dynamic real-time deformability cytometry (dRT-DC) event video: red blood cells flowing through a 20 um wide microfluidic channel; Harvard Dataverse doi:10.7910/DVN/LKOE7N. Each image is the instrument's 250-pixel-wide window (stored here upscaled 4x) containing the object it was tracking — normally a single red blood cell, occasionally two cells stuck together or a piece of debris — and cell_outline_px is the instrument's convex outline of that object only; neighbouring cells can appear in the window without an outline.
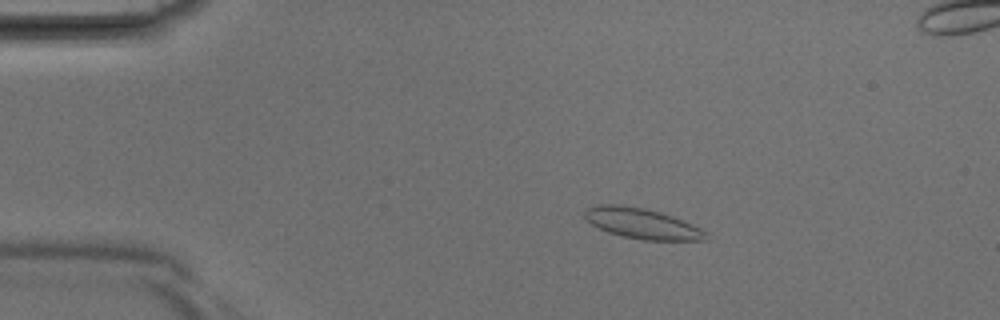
{"species": "Egyptian fruit bat (a non-hibernating species)", "species_latin": "Rousettus aegyptiacus", "temperature_condition": "room temperature", "stored_images_in_passage": 38, "segment_of_instrument_passage": [1, 2], "camera_frame_rate_fps": 3000, "um_per_image_px": 0.085, "animal": {"sex": "male"}, "frame": {"image": 1, "passage_image": 4, "time_ms": 1.0, "image_size_px": [1000, 320], "cell_outline_px": [[704, 240], [644, 240], [624, 236], [608, 232], [592, 224], [584, 216], [584, 208], [596, 204], [620, 204], [644, 208], [660, 212], [672, 216], [692, 224], [700, 228], [704, 232]], "centroid_in_image_um": [54.49, 18.97], "position_along_channel_um": 30.5, "area_um2": 21.27}}
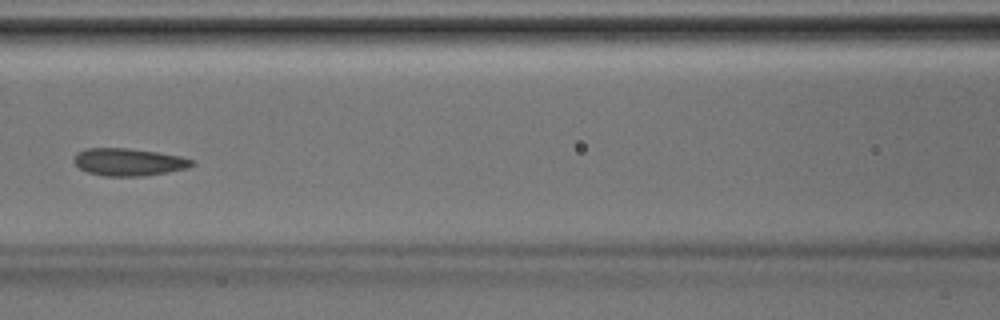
{"frame": {"image": 2, "passage_image": 15, "time_ms": 4.667, "image_size_px": [1000, 320], "cell_outline_px": [[196, 164], [188, 168], [168, 172], [140, 176], [104, 176], [88, 172], [80, 168], [72, 160], [76, 152], [88, 148], [128, 148], [156, 152], [180, 156], [196, 160]], "centroid_in_image_um": [10.96, 13.77], "position_along_channel_um": 155.6, "area_um2": 18.96}}
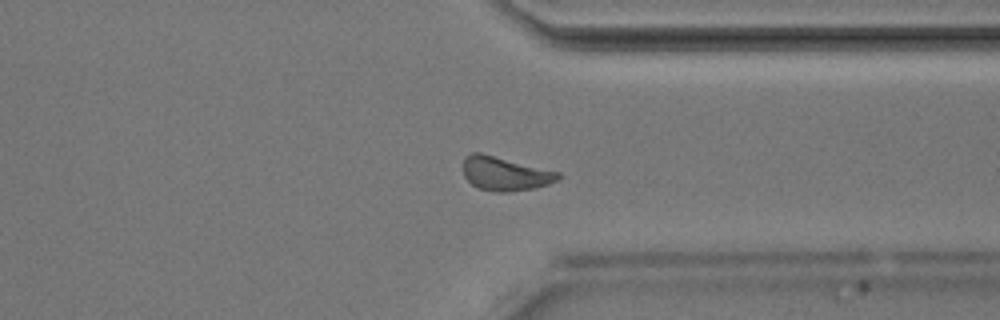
{"frame": {"image": 3, "passage_image": 28, "time_ms": 9.0, "image_size_px": [1000, 320], "cell_outline_px": [[564, 176], [548, 184], [532, 188], [508, 192], [496, 192], [480, 188], [472, 184], [464, 176], [464, 156], [472, 152], [480, 152], [560, 172]], "centroid_in_image_um": [42.93, 14.75], "position_along_channel_um": 368.5, "area_um2": 18.67}}